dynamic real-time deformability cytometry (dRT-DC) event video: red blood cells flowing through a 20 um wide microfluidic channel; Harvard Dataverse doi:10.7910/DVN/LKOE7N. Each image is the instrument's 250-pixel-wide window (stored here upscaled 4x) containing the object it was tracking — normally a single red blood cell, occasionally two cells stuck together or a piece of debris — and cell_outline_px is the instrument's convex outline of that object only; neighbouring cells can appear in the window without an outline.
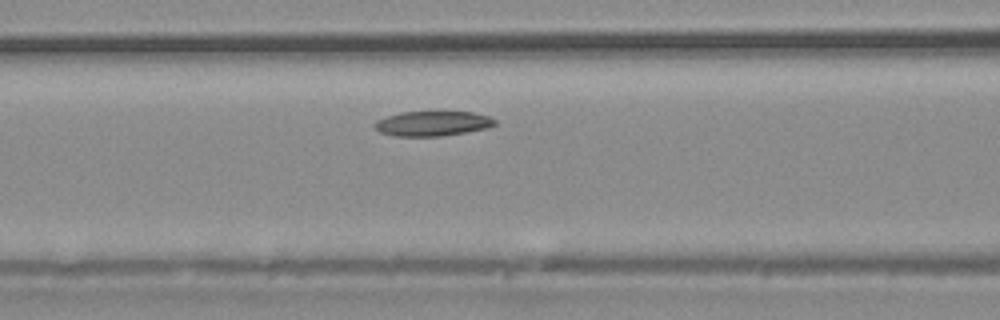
{"species": "common noctule bat (a hibernating species)", "species_latin": "Nyctalus noctula", "temperature_condition": "warm", "stored_images_in_passage": 30, "camera_frame_rate_fps": 3000, "um_per_image_px": 0.085, "animal": {"sex": "male", "body_mass_g": 20.4}, "frame": {"image": 1, "passage_image": 9, "time_ms": 2.667, "image_size_px": [1000, 320], "cell_outline_px": [[496, 124], [488, 128], [440, 136], [392, 136], [380, 132], [372, 124], [376, 120], [400, 112], [472, 112], [488, 116], [496, 120]], "centroid_in_image_um": [36.74, 10.5], "position_along_channel_um": 129.9, "area_um2": 17.34}}